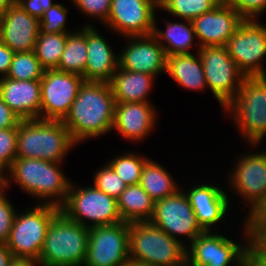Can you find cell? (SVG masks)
Instances as JSON below:
<instances>
[{"label":"cell","mask_w":266,"mask_h":266,"mask_svg":"<svg viewBox=\"0 0 266 266\" xmlns=\"http://www.w3.org/2000/svg\"><path fill=\"white\" fill-rule=\"evenodd\" d=\"M45 69L34 51L15 52L6 78L13 80H40Z\"/></svg>","instance_id":"cell-31"},{"label":"cell","mask_w":266,"mask_h":266,"mask_svg":"<svg viewBox=\"0 0 266 266\" xmlns=\"http://www.w3.org/2000/svg\"><path fill=\"white\" fill-rule=\"evenodd\" d=\"M198 50L207 86L225 107L240 90L246 75L229 56L226 46H205Z\"/></svg>","instance_id":"cell-9"},{"label":"cell","mask_w":266,"mask_h":266,"mask_svg":"<svg viewBox=\"0 0 266 266\" xmlns=\"http://www.w3.org/2000/svg\"><path fill=\"white\" fill-rule=\"evenodd\" d=\"M246 226V235L248 236V259L254 266H266V246L263 245L248 229Z\"/></svg>","instance_id":"cell-40"},{"label":"cell","mask_w":266,"mask_h":266,"mask_svg":"<svg viewBox=\"0 0 266 266\" xmlns=\"http://www.w3.org/2000/svg\"><path fill=\"white\" fill-rule=\"evenodd\" d=\"M150 222L177 240L175 236L180 234L190 238L192 242L204 232L197 221L188 196L180 190L155 202Z\"/></svg>","instance_id":"cell-13"},{"label":"cell","mask_w":266,"mask_h":266,"mask_svg":"<svg viewBox=\"0 0 266 266\" xmlns=\"http://www.w3.org/2000/svg\"><path fill=\"white\" fill-rule=\"evenodd\" d=\"M67 9L62 4H54L39 20L40 33H68L65 30Z\"/></svg>","instance_id":"cell-36"},{"label":"cell","mask_w":266,"mask_h":266,"mask_svg":"<svg viewBox=\"0 0 266 266\" xmlns=\"http://www.w3.org/2000/svg\"><path fill=\"white\" fill-rule=\"evenodd\" d=\"M254 19H245L229 39V56L246 77L266 76L260 64L266 55V27Z\"/></svg>","instance_id":"cell-11"},{"label":"cell","mask_w":266,"mask_h":266,"mask_svg":"<svg viewBox=\"0 0 266 266\" xmlns=\"http://www.w3.org/2000/svg\"><path fill=\"white\" fill-rule=\"evenodd\" d=\"M68 34L39 32L33 51L45 70L58 68Z\"/></svg>","instance_id":"cell-30"},{"label":"cell","mask_w":266,"mask_h":266,"mask_svg":"<svg viewBox=\"0 0 266 266\" xmlns=\"http://www.w3.org/2000/svg\"><path fill=\"white\" fill-rule=\"evenodd\" d=\"M94 186L117 200L128 185H126L112 167L107 164V166L96 173L94 177Z\"/></svg>","instance_id":"cell-34"},{"label":"cell","mask_w":266,"mask_h":266,"mask_svg":"<svg viewBox=\"0 0 266 266\" xmlns=\"http://www.w3.org/2000/svg\"><path fill=\"white\" fill-rule=\"evenodd\" d=\"M247 219H266V198L252 213H249Z\"/></svg>","instance_id":"cell-46"},{"label":"cell","mask_w":266,"mask_h":266,"mask_svg":"<svg viewBox=\"0 0 266 266\" xmlns=\"http://www.w3.org/2000/svg\"><path fill=\"white\" fill-rule=\"evenodd\" d=\"M77 189L74 190L70 183L66 201L60 207V211L69 219L87 228L122 222L115 198L98 190L94 185ZM85 218L91 220L92 224L88 225Z\"/></svg>","instance_id":"cell-8"},{"label":"cell","mask_w":266,"mask_h":266,"mask_svg":"<svg viewBox=\"0 0 266 266\" xmlns=\"http://www.w3.org/2000/svg\"><path fill=\"white\" fill-rule=\"evenodd\" d=\"M37 262L26 259H13L9 266H36Z\"/></svg>","instance_id":"cell-47"},{"label":"cell","mask_w":266,"mask_h":266,"mask_svg":"<svg viewBox=\"0 0 266 266\" xmlns=\"http://www.w3.org/2000/svg\"><path fill=\"white\" fill-rule=\"evenodd\" d=\"M15 52L9 46L0 41V75H6L9 72Z\"/></svg>","instance_id":"cell-44"},{"label":"cell","mask_w":266,"mask_h":266,"mask_svg":"<svg viewBox=\"0 0 266 266\" xmlns=\"http://www.w3.org/2000/svg\"><path fill=\"white\" fill-rule=\"evenodd\" d=\"M115 105L109 83L84 81L62 123L78 144L82 140L103 135L112 129Z\"/></svg>","instance_id":"cell-1"},{"label":"cell","mask_w":266,"mask_h":266,"mask_svg":"<svg viewBox=\"0 0 266 266\" xmlns=\"http://www.w3.org/2000/svg\"><path fill=\"white\" fill-rule=\"evenodd\" d=\"M158 5L153 0H111L106 24L125 36H147L153 33L154 10Z\"/></svg>","instance_id":"cell-15"},{"label":"cell","mask_w":266,"mask_h":266,"mask_svg":"<svg viewBox=\"0 0 266 266\" xmlns=\"http://www.w3.org/2000/svg\"><path fill=\"white\" fill-rule=\"evenodd\" d=\"M240 266H254L252 262L247 258L244 262L240 264Z\"/></svg>","instance_id":"cell-50"},{"label":"cell","mask_w":266,"mask_h":266,"mask_svg":"<svg viewBox=\"0 0 266 266\" xmlns=\"http://www.w3.org/2000/svg\"><path fill=\"white\" fill-rule=\"evenodd\" d=\"M76 4V8L91 17H99L105 23L110 11L111 0H72Z\"/></svg>","instance_id":"cell-39"},{"label":"cell","mask_w":266,"mask_h":266,"mask_svg":"<svg viewBox=\"0 0 266 266\" xmlns=\"http://www.w3.org/2000/svg\"><path fill=\"white\" fill-rule=\"evenodd\" d=\"M75 141L60 120H21L17 128L16 158L60 163Z\"/></svg>","instance_id":"cell-2"},{"label":"cell","mask_w":266,"mask_h":266,"mask_svg":"<svg viewBox=\"0 0 266 266\" xmlns=\"http://www.w3.org/2000/svg\"><path fill=\"white\" fill-rule=\"evenodd\" d=\"M87 26V64L83 74L85 81L109 83L119 67L116 56L106 40L92 27Z\"/></svg>","instance_id":"cell-22"},{"label":"cell","mask_w":266,"mask_h":266,"mask_svg":"<svg viewBox=\"0 0 266 266\" xmlns=\"http://www.w3.org/2000/svg\"><path fill=\"white\" fill-rule=\"evenodd\" d=\"M21 119L7 106L0 97V129L18 128Z\"/></svg>","instance_id":"cell-42"},{"label":"cell","mask_w":266,"mask_h":266,"mask_svg":"<svg viewBox=\"0 0 266 266\" xmlns=\"http://www.w3.org/2000/svg\"><path fill=\"white\" fill-rule=\"evenodd\" d=\"M192 53L167 56L166 72L180 86L192 90L207 87L200 55Z\"/></svg>","instance_id":"cell-25"},{"label":"cell","mask_w":266,"mask_h":266,"mask_svg":"<svg viewBox=\"0 0 266 266\" xmlns=\"http://www.w3.org/2000/svg\"><path fill=\"white\" fill-rule=\"evenodd\" d=\"M222 0H166L159 8L182 18L192 21L198 16L212 10Z\"/></svg>","instance_id":"cell-32"},{"label":"cell","mask_w":266,"mask_h":266,"mask_svg":"<svg viewBox=\"0 0 266 266\" xmlns=\"http://www.w3.org/2000/svg\"><path fill=\"white\" fill-rule=\"evenodd\" d=\"M191 252L186 250V262L191 266H228L232 262L238 266L248 257V247H241L234 241L204 231L191 242Z\"/></svg>","instance_id":"cell-14"},{"label":"cell","mask_w":266,"mask_h":266,"mask_svg":"<svg viewBox=\"0 0 266 266\" xmlns=\"http://www.w3.org/2000/svg\"><path fill=\"white\" fill-rule=\"evenodd\" d=\"M186 195L204 231H210V227L220 222L228 210V196L220 187L201 184L190 189Z\"/></svg>","instance_id":"cell-23"},{"label":"cell","mask_w":266,"mask_h":266,"mask_svg":"<svg viewBox=\"0 0 266 266\" xmlns=\"http://www.w3.org/2000/svg\"><path fill=\"white\" fill-rule=\"evenodd\" d=\"M59 211L57 206L40 203L24 214L16 213L5 243L14 259L39 260L47 228Z\"/></svg>","instance_id":"cell-6"},{"label":"cell","mask_w":266,"mask_h":266,"mask_svg":"<svg viewBox=\"0 0 266 266\" xmlns=\"http://www.w3.org/2000/svg\"><path fill=\"white\" fill-rule=\"evenodd\" d=\"M40 22L16 3L2 12L0 41L13 52L33 51L40 32Z\"/></svg>","instance_id":"cell-19"},{"label":"cell","mask_w":266,"mask_h":266,"mask_svg":"<svg viewBox=\"0 0 266 266\" xmlns=\"http://www.w3.org/2000/svg\"><path fill=\"white\" fill-rule=\"evenodd\" d=\"M155 201L140 184L130 185L117 199V209L123 222L150 221L154 213Z\"/></svg>","instance_id":"cell-26"},{"label":"cell","mask_w":266,"mask_h":266,"mask_svg":"<svg viewBox=\"0 0 266 266\" xmlns=\"http://www.w3.org/2000/svg\"><path fill=\"white\" fill-rule=\"evenodd\" d=\"M131 40L119 55V67L133 72L153 75L166 71L167 55L161 44L151 34L128 36Z\"/></svg>","instance_id":"cell-18"},{"label":"cell","mask_w":266,"mask_h":266,"mask_svg":"<svg viewBox=\"0 0 266 266\" xmlns=\"http://www.w3.org/2000/svg\"><path fill=\"white\" fill-rule=\"evenodd\" d=\"M59 164L43 159L15 158L9 171L24 192L39 199L60 197L61 200L44 202L60 208L66 201L71 182L61 172Z\"/></svg>","instance_id":"cell-5"},{"label":"cell","mask_w":266,"mask_h":266,"mask_svg":"<svg viewBox=\"0 0 266 266\" xmlns=\"http://www.w3.org/2000/svg\"><path fill=\"white\" fill-rule=\"evenodd\" d=\"M149 102L116 103L113 128L131 140H142L152 132L156 113Z\"/></svg>","instance_id":"cell-21"},{"label":"cell","mask_w":266,"mask_h":266,"mask_svg":"<svg viewBox=\"0 0 266 266\" xmlns=\"http://www.w3.org/2000/svg\"><path fill=\"white\" fill-rule=\"evenodd\" d=\"M87 64V26L82 31L69 32L56 70L83 76Z\"/></svg>","instance_id":"cell-28"},{"label":"cell","mask_w":266,"mask_h":266,"mask_svg":"<svg viewBox=\"0 0 266 266\" xmlns=\"http://www.w3.org/2000/svg\"><path fill=\"white\" fill-rule=\"evenodd\" d=\"M129 257V223L89 228L84 266H121Z\"/></svg>","instance_id":"cell-10"},{"label":"cell","mask_w":266,"mask_h":266,"mask_svg":"<svg viewBox=\"0 0 266 266\" xmlns=\"http://www.w3.org/2000/svg\"><path fill=\"white\" fill-rule=\"evenodd\" d=\"M121 266H147L144 263L137 262L131 259H128L126 262H124Z\"/></svg>","instance_id":"cell-49"},{"label":"cell","mask_w":266,"mask_h":266,"mask_svg":"<svg viewBox=\"0 0 266 266\" xmlns=\"http://www.w3.org/2000/svg\"><path fill=\"white\" fill-rule=\"evenodd\" d=\"M249 231L266 246V219H246Z\"/></svg>","instance_id":"cell-43"},{"label":"cell","mask_w":266,"mask_h":266,"mask_svg":"<svg viewBox=\"0 0 266 266\" xmlns=\"http://www.w3.org/2000/svg\"><path fill=\"white\" fill-rule=\"evenodd\" d=\"M3 187V178L0 176V188Z\"/></svg>","instance_id":"cell-52"},{"label":"cell","mask_w":266,"mask_h":266,"mask_svg":"<svg viewBox=\"0 0 266 266\" xmlns=\"http://www.w3.org/2000/svg\"><path fill=\"white\" fill-rule=\"evenodd\" d=\"M139 184L155 202L169 197L179 190L169 172L160 164L149 159L143 166Z\"/></svg>","instance_id":"cell-27"},{"label":"cell","mask_w":266,"mask_h":266,"mask_svg":"<svg viewBox=\"0 0 266 266\" xmlns=\"http://www.w3.org/2000/svg\"><path fill=\"white\" fill-rule=\"evenodd\" d=\"M184 242L173 239L150 221L129 223V257L147 266H182Z\"/></svg>","instance_id":"cell-4"},{"label":"cell","mask_w":266,"mask_h":266,"mask_svg":"<svg viewBox=\"0 0 266 266\" xmlns=\"http://www.w3.org/2000/svg\"><path fill=\"white\" fill-rule=\"evenodd\" d=\"M157 5L158 8L166 1V0H153Z\"/></svg>","instance_id":"cell-51"},{"label":"cell","mask_w":266,"mask_h":266,"mask_svg":"<svg viewBox=\"0 0 266 266\" xmlns=\"http://www.w3.org/2000/svg\"><path fill=\"white\" fill-rule=\"evenodd\" d=\"M89 242V228L69 219L59 211L47 228L37 263L42 266L84 265Z\"/></svg>","instance_id":"cell-3"},{"label":"cell","mask_w":266,"mask_h":266,"mask_svg":"<svg viewBox=\"0 0 266 266\" xmlns=\"http://www.w3.org/2000/svg\"><path fill=\"white\" fill-rule=\"evenodd\" d=\"M167 28L165 32L157 29V25L154 24V29L152 35L156 38V40L161 44L167 56L174 54H185L191 53L188 51V48L192 47L193 39L196 36L195 31L193 29L192 21L187 20V25L179 22L173 23L167 21ZM163 38V39H162ZM166 40L168 45H164V41ZM161 41L163 43H161Z\"/></svg>","instance_id":"cell-29"},{"label":"cell","mask_w":266,"mask_h":266,"mask_svg":"<svg viewBox=\"0 0 266 266\" xmlns=\"http://www.w3.org/2000/svg\"><path fill=\"white\" fill-rule=\"evenodd\" d=\"M231 176L232 186L250 202L252 213L266 198V153L242 156Z\"/></svg>","instance_id":"cell-17"},{"label":"cell","mask_w":266,"mask_h":266,"mask_svg":"<svg viewBox=\"0 0 266 266\" xmlns=\"http://www.w3.org/2000/svg\"><path fill=\"white\" fill-rule=\"evenodd\" d=\"M118 71V72H117ZM155 77L144 72L121 69L115 71L109 82L116 103L148 102L146 97Z\"/></svg>","instance_id":"cell-24"},{"label":"cell","mask_w":266,"mask_h":266,"mask_svg":"<svg viewBox=\"0 0 266 266\" xmlns=\"http://www.w3.org/2000/svg\"><path fill=\"white\" fill-rule=\"evenodd\" d=\"M244 19H254L266 8V0H223Z\"/></svg>","instance_id":"cell-38"},{"label":"cell","mask_w":266,"mask_h":266,"mask_svg":"<svg viewBox=\"0 0 266 266\" xmlns=\"http://www.w3.org/2000/svg\"><path fill=\"white\" fill-rule=\"evenodd\" d=\"M147 160L139 155L127 153L114 158L109 165L123 182L130 186L140 183L142 169Z\"/></svg>","instance_id":"cell-33"},{"label":"cell","mask_w":266,"mask_h":266,"mask_svg":"<svg viewBox=\"0 0 266 266\" xmlns=\"http://www.w3.org/2000/svg\"><path fill=\"white\" fill-rule=\"evenodd\" d=\"M13 256L5 243H0V266H9Z\"/></svg>","instance_id":"cell-45"},{"label":"cell","mask_w":266,"mask_h":266,"mask_svg":"<svg viewBox=\"0 0 266 266\" xmlns=\"http://www.w3.org/2000/svg\"><path fill=\"white\" fill-rule=\"evenodd\" d=\"M245 19L223 0L212 10L192 20L199 47L226 46Z\"/></svg>","instance_id":"cell-16"},{"label":"cell","mask_w":266,"mask_h":266,"mask_svg":"<svg viewBox=\"0 0 266 266\" xmlns=\"http://www.w3.org/2000/svg\"><path fill=\"white\" fill-rule=\"evenodd\" d=\"M17 128L0 129V176L4 178V169H10L16 158Z\"/></svg>","instance_id":"cell-35"},{"label":"cell","mask_w":266,"mask_h":266,"mask_svg":"<svg viewBox=\"0 0 266 266\" xmlns=\"http://www.w3.org/2000/svg\"><path fill=\"white\" fill-rule=\"evenodd\" d=\"M41 81L40 119L62 121L78 95L84 78L78 74L45 70Z\"/></svg>","instance_id":"cell-12"},{"label":"cell","mask_w":266,"mask_h":266,"mask_svg":"<svg viewBox=\"0 0 266 266\" xmlns=\"http://www.w3.org/2000/svg\"><path fill=\"white\" fill-rule=\"evenodd\" d=\"M0 97L21 119H40L41 81L0 78Z\"/></svg>","instance_id":"cell-20"},{"label":"cell","mask_w":266,"mask_h":266,"mask_svg":"<svg viewBox=\"0 0 266 266\" xmlns=\"http://www.w3.org/2000/svg\"><path fill=\"white\" fill-rule=\"evenodd\" d=\"M182 266H191V265L185 262Z\"/></svg>","instance_id":"cell-53"},{"label":"cell","mask_w":266,"mask_h":266,"mask_svg":"<svg viewBox=\"0 0 266 266\" xmlns=\"http://www.w3.org/2000/svg\"><path fill=\"white\" fill-rule=\"evenodd\" d=\"M9 186L7 177L3 178V187L0 188V243H6L15 218V210L4 195V190Z\"/></svg>","instance_id":"cell-37"},{"label":"cell","mask_w":266,"mask_h":266,"mask_svg":"<svg viewBox=\"0 0 266 266\" xmlns=\"http://www.w3.org/2000/svg\"><path fill=\"white\" fill-rule=\"evenodd\" d=\"M224 108L232 111L243 136L257 145L266 135V76L246 77Z\"/></svg>","instance_id":"cell-7"},{"label":"cell","mask_w":266,"mask_h":266,"mask_svg":"<svg viewBox=\"0 0 266 266\" xmlns=\"http://www.w3.org/2000/svg\"><path fill=\"white\" fill-rule=\"evenodd\" d=\"M16 4L29 15L40 20L44 12L56 3H52V0H19Z\"/></svg>","instance_id":"cell-41"},{"label":"cell","mask_w":266,"mask_h":266,"mask_svg":"<svg viewBox=\"0 0 266 266\" xmlns=\"http://www.w3.org/2000/svg\"><path fill=\"white\" fill-rule=\"evenodd\" d=\"M14 4V0H0V11H6L10 6Z\"/></svg>","instance_id":"cell-48"}]
</instances>
